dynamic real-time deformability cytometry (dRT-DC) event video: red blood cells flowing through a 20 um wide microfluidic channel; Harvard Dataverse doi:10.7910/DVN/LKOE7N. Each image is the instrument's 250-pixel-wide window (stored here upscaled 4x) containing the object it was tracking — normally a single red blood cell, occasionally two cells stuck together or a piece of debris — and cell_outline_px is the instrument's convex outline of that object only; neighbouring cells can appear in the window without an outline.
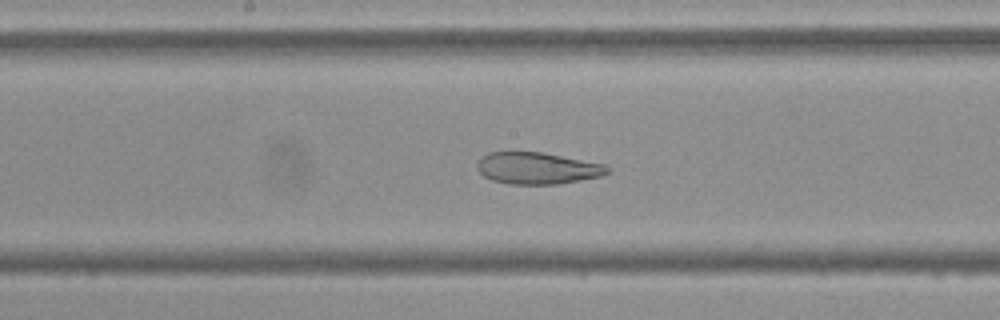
{"species": "Egyptian fruit bat (a non-hibernating species)", "species_latin": "Rousettus aegyptiacus", "temperature_condition": "cold", "stored_images_in_passage": 53, "camera_frame_rate_fps": 3000, "um_per_image_px": 0.085, "frame": {"image": 1, "passage_image": 27, "time_ms": 8.667, "image_size_px": [1000, 320], "cell_outline_px": [[612, 172], [600, 176], [560, 184], [508, 184], [492, 180], [484, 176], [476, 168], [476, 164], [480, 156], [488, 152], [544, 152], [604, 164], [612, 168]], "centroid_in_image_um": [45.68, 14.29], "position_along_channel_um": 202.5, "area_um2": 24.39}}
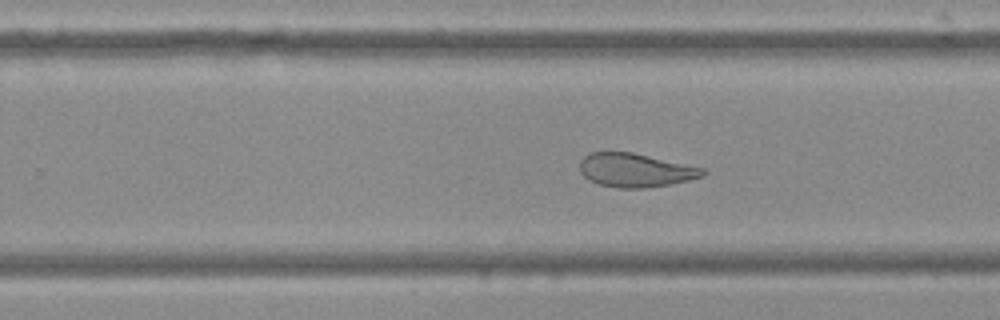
{"frame": {"image": 2, "passage_image": 33, "time_ms": 10.667, "image_size_px": [1000, 320], "cell_outline_px": [[708, 172], [704, 176], [672, 184], [644, 188], [620, 188], [600, 184], [588, 180], [580, 172], [580, 160], [588, 152], [632, 152], [704, 168]], "centroid_in_image_um": [54.01, 14.46], "position_along_channel_um": 275.8, "area_um2": 24.22}}
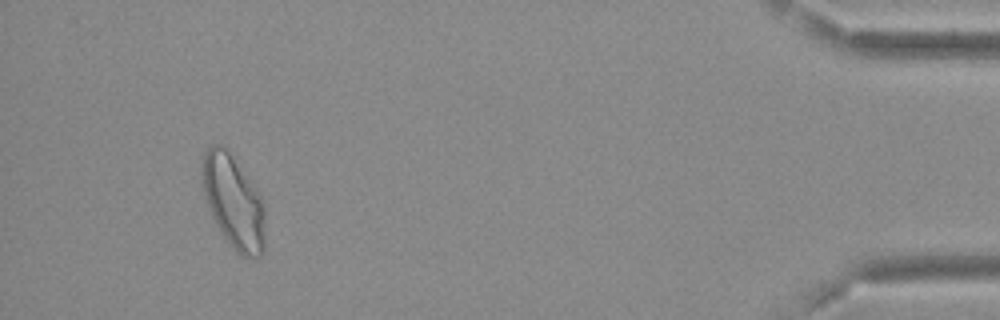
{"frame": {"image": 3, "passage_image": 50, "time_ms": 16.333, "image_size_px": [1000, 320], "cell_outline_px": [[264, 252], [260, 256], [240, 256], [236, 252], [224, 236], [216, 224], [208, 208], [200, 180], [200, 160], [204, 152], [212, 144], [224, 144], [260, 196], [264, 204]], "centroid_in_image_um": [19.79, 17.11], "position_along_channel_um": 415.4, "area_um2": 34.28}}